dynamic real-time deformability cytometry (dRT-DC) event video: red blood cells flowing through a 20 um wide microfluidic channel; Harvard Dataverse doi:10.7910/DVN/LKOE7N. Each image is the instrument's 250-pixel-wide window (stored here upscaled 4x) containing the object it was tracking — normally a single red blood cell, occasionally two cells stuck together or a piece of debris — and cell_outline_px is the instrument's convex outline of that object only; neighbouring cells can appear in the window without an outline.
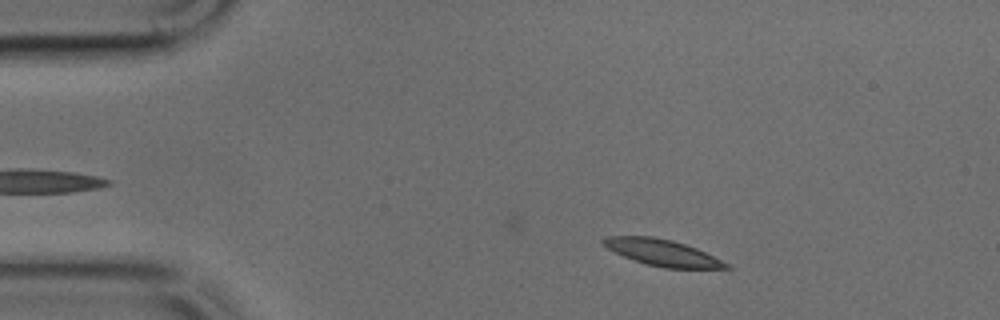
{"species": "common noctule bat (a hibernating species)", "species_latin": "Nyctalus noctula", "temperature_condition": "cold", "stored_images_in_passage": 16, "camera_frame_rate_fps": 3000, "um_per_image_px": 0.085, "animal": {"sex": "male", "body_mass_g": 17.9, "forearm_length_mm": 54.2}, "frame": {"image": 1, "passage_image": 5, "time_ms": 1.333, "image_size_px": [1000, 320], "cell_outline_px": [[732, 268], [664, 268], [644, 264], [624, 256], [608, 248], [600, 240], [608, 236], [652, 236], [672, 240], [696, 248], [728, 264]], "centroid_in_image_um": [56.27, 21.47], "position_along_channel_um": 28.7, "area_um2": 18.55}}
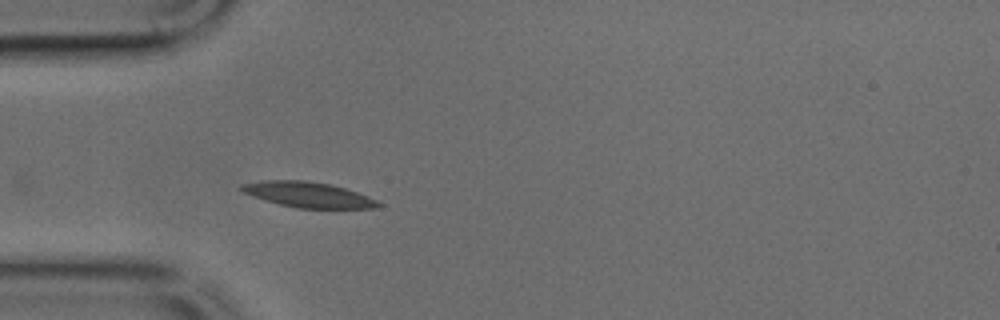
{"frame": {"image": 2, "passage_image": 11, "time_ms": 3.333, "image_size_px": [1000, 320], "cell_outline_px": [[384, 204], [376, 208], [296, 208], [264, 200], [252, 196], [244, 192], [240, 188], [240, 184], [264, 180], [304, 180], [328, 184], [344, 188], [368, 196]], "centroid_in_image_um": [26.18, 16.55], "position_along_channel_um": 58.8, "area_um2": 20.11}}